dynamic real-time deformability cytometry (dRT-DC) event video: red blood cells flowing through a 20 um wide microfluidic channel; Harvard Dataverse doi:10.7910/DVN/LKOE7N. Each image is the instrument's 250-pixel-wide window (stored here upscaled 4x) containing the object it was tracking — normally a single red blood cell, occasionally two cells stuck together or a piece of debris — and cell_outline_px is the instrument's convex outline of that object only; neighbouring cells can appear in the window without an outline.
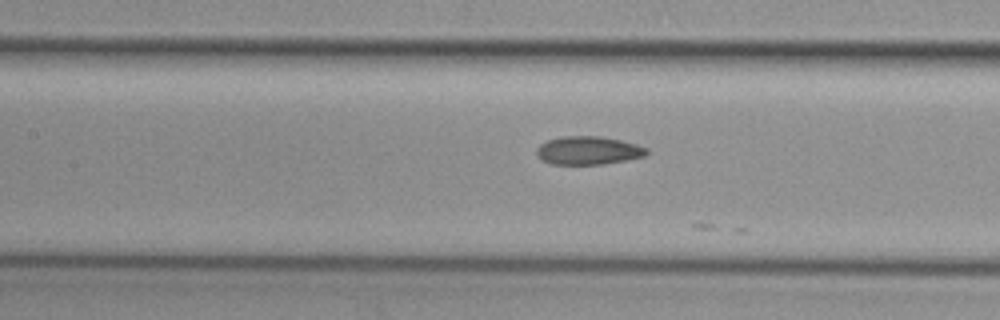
{"species": "common noctule bat (a hibernating species)", "species_latin": "Nyctalus noctula", "temperature_condition": "cold", "stored_images_in_passage": 27, "camera_frame_rate_fps": 3000, "um_per_image_px": 0.085, "animal": {"sex": "female", "body_mass_g": 29.2, "forearm_length_mm": 56.3}, "frame": {"image": 1, "passage_image": 26, "time_ms": 8.333, "image_size_px": [1000, 320], "cell_outline_px": [[648, 152], [644, 156], [604, 164], [552, 164], [540, 160], [536, 156], [536, 148], [540, 144], [548, 140], [564, 136], [600, 136], [620, 140], [636, 144], [648, 148]], "centroid_in_image_um": [49.96, 12.79], "position_along_channel_um": 157.4, "area_um2": 18.15}}